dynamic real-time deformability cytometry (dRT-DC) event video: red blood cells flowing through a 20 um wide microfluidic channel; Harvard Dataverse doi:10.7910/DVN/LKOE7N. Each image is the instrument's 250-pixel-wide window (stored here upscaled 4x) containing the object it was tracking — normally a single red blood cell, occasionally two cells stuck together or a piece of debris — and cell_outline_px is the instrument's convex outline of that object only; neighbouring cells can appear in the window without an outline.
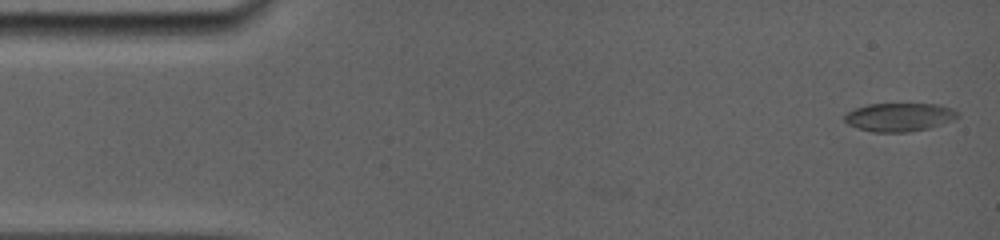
{"species": "common noctule bat (a hibernating species)", "species_latin": "Nyctalus noctula", "temperature_condition": "room temperature", "stored_images_in_passage": 28, "camera_frame_rate_fps": 5000, "um_per_image_px": 0.085, "animal": {"sex": "female", "body_mass_g": 19.0, "forearm_length_mm": 56.7}, "frame": {"image": 1, "passage_image": 1, "time_ms": 0.0, "image_size_px": [1000, 240], "cell_outline_px": [[960, 116], [952, 120], [928, 128], [908, 132], [872, 132], [856, 128], [848, 124], [844, 120], [844, 116], [848, 112], [856, 108], [868, 104], [936, 104], [952, 108], [960, 112]], "centroid_in_image_um": [76.44, 9.95], "position_along_channel_um": 8.6, "area_um2": 18.73}}
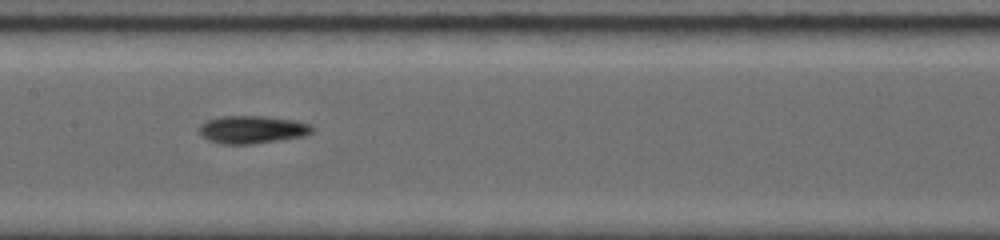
{"frame": {"image": 2, "passage_image": 16, "time_ms": 7.6, "image_size_px": [1000, 240], "cell_outline_px": [[316, 128], [312, 132], [304, 136], [280, 140], [252, 144], [220, 144], [208, 140], [200, 136], [200, 124], [208, 120], [220, 116], [264, 116], [296, 120], [312, 124]], "centroid_in_image_um": [21.47, 11.01], "position_along_channel_um": 185.9, "area_um2": 18.55}}
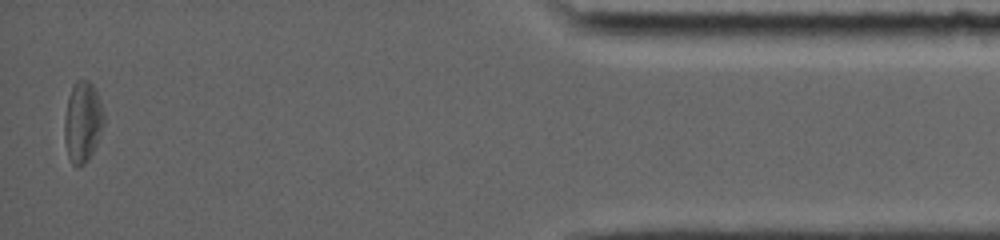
{"frame": {"image": 3, "passage_image": 28, "time_ms": 15.4, "image_size_px": [1000, 240], "cell_outline_px": [[104, 124], [96, 144], [88, 160], [80, 168], [76, 168], [72, 164], [68, 156], [64, 140], [64, 120], [68, 96], [76, 80], [88, 80], [96, 88], [104, 112]], "centroid_in_image_um": [7.02, 10.38], "position_along_channel_um": 428.2, "area_um2": 18.79}, "authors_computed_cell_mechanics": {"area_um2": 17.8602, "velocity_mm_per_s": 3.8676, "shape_relaxation_time_tau1_ms": 1.338, "shape_relaxation_time_tau2_ms": null, "deformation_change_tau1": 0.0815, "deformation_change_tau2": null}}